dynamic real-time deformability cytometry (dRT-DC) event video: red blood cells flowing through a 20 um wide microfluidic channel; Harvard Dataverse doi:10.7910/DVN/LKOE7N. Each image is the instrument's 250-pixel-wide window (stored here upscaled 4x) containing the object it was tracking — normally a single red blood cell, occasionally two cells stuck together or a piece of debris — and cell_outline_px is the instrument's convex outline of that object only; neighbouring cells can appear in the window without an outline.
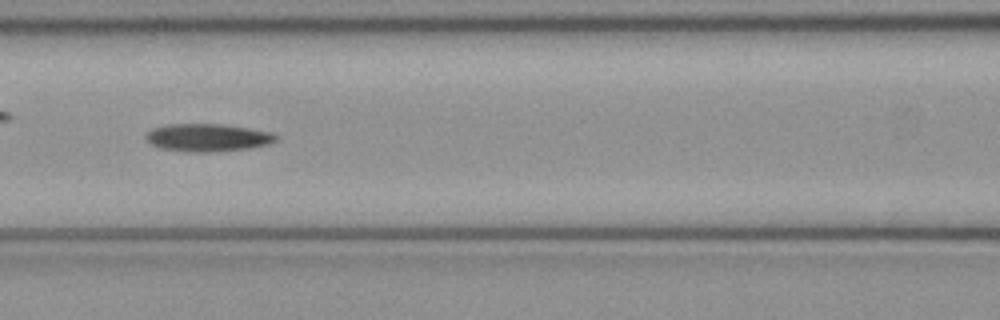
{"species": "common noctule bat (a hibernating species)", "species_latin": "Nyctalus noctula", "temperature_condition": "cold", "stored_images_in_passage": 40, "camera_frame_rate_fps": 3000, "um_per_image_px": 0.085, "animal": {"sex": "female", "body_mass_g": 21.9}, "frame": {"image": 1, "passage_image": 11, "time_ms": 3.333, "image_size_px": [1000, 320], "cell_outline_px": [[276, 140], [268, 144], [248, 148], [208, 152], [188, 152], [160, 148], [152, 144], [144, 136], [152, 128], [168, 124], [220, 124], [248, 128], [272, 132], [276, 136]], "centroid_in_image_um": [17.62, 11.69], "position_along_channel_um": 149.0, "area_um2": 20.81}}
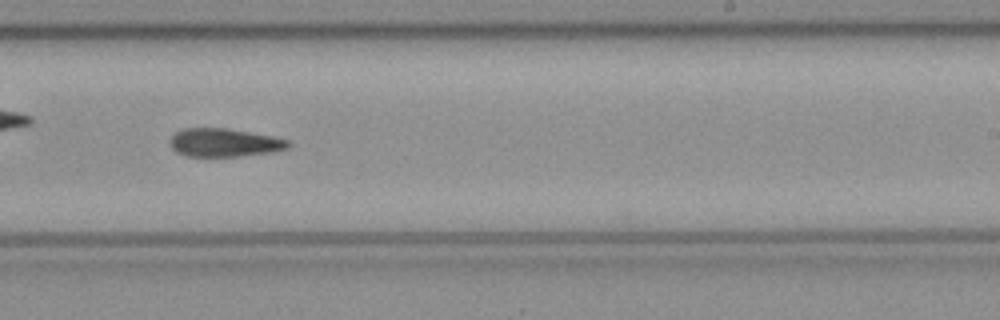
{"frame": {"image": 2, "passage_image": 20, "time_ms": 6.333, "image_size_px": [1000, 320], "cell_outline_px": [[292, 144], [288, 148], [272, 152], [240, 156], [188, 156], [176, 152], [168, 144], [168, 140], [176, 132], [184, 128], [224, 128], [272, 136], [288, 140]], "centroid_in_image_um": [19.04, 12.12], "position_along_channel_um": 270.0, "area_um2": 19.48}}
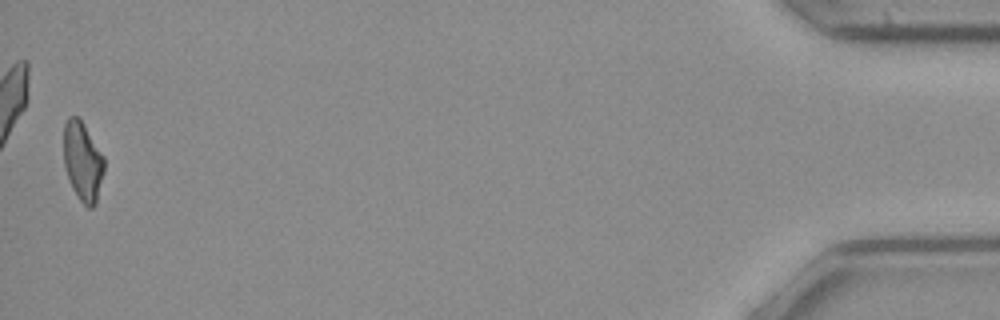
{"frame": {"image": 3, "passage_image": 39, "time_ms": 12.667, "image_size_px": [1000, 320], "cell_outline_px": [[104, 172], [96, 204], [92, 208], [88, 208], [80, 200], [72, 188], [64, 168], [64, 124], [68, 116], [76, 116], [84, 124], [104, 156]], "centroid_in_image_um": [7.03, 13.73], "position_along_channel_um": 428.2, "area_um2": 18.79}, "authors_computed_cell_mechanics": {"area_um2": 20.2589, "velocity_mm_per_s": 4.0424, "shape_relaxation_time_tau1_ms": 6.8256, "shape_relaxation_time_tau2_ms": null, "deformation_change_tau1": 0.1812, "deformation_change_tau2": null}}